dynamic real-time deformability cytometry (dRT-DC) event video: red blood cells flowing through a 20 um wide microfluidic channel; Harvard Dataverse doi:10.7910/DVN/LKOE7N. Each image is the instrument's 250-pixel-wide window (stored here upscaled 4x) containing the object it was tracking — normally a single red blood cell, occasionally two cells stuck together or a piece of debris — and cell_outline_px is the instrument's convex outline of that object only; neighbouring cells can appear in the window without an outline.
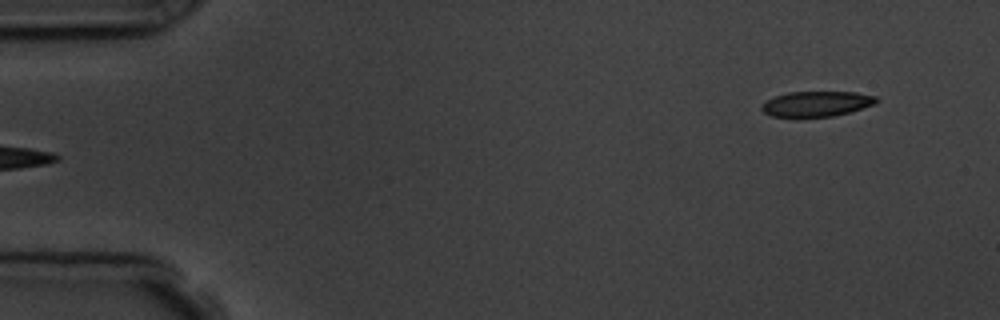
{"species": "common noctule bat (a hibernating species)", "species_latin": "Nyctalus noctula", "temperature_condition": "room temperature", "stored_images_in_passage": 2, "camera_frame_rate_fps": 3000, "um_per_image_px": 0.085, "animal": {"sex": "male", "body_mass_g": 19.5, "forearm_length_mm": 54.6}, "frame": {"image": 1, "passage_image": 2, "time_ms": 1.0, "image_size_px": [1000, 320], "cell_outline_px": [[880, 100], [872, 104], [848, 112], [832, 116], [796, 120], [772, 116], [764, 112], [760, 108], [760, 104], [776, 96], [788, 92], [856, 92], [876, 96]], "centroid_in_image_um": [69.32, 8.87], "position_along_channel_um": 15.7, "area_um2": 17.4}}